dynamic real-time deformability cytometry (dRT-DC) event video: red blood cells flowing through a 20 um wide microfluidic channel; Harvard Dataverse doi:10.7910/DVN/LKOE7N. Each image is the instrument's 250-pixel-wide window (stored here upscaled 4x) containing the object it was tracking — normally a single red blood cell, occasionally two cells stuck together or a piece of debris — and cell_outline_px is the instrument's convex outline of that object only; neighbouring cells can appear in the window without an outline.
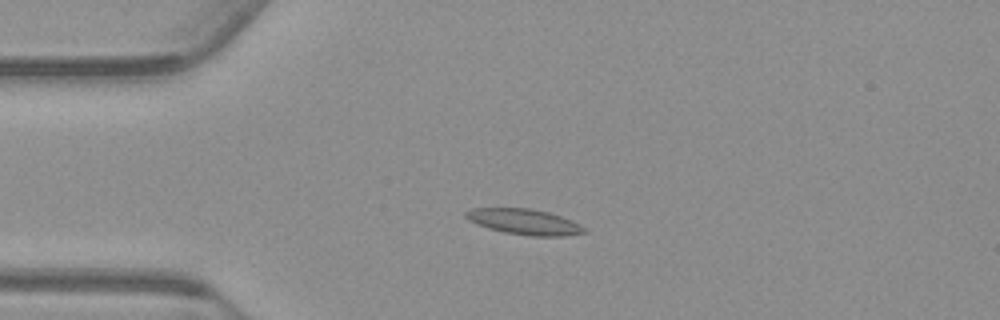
{"species": "common noctule bat (a hibernating species)", "species_latin": "Nyctalus noctula", "temperature_condition": "warm", "stored_images_in_passage": 55, "camera_frame_rate_fps": 3000, "um_per_image_px": 0.085, "animal": {"sex": "male", "body_mass_g": 23.1, "forearm_length_mm": 52.7}, "frame": {"image": 1, "passage_image": 13, "time_ms": 4.0, "image_size_px": [1000, 320], "cell_outline_px": [[588, 232], [568, 236], [532, 236], [504, 232], [488, 228], [476, 224], [468, 220], [464, 216], [464, 212], [472, 208], [532, 208], [548, 212], [560, 216], [580, 224], [588, 228]], "centroid_in_image_um": [44.58, 18.85], "position_along_channel_um": 40.4, "area_um2": 17.86}}
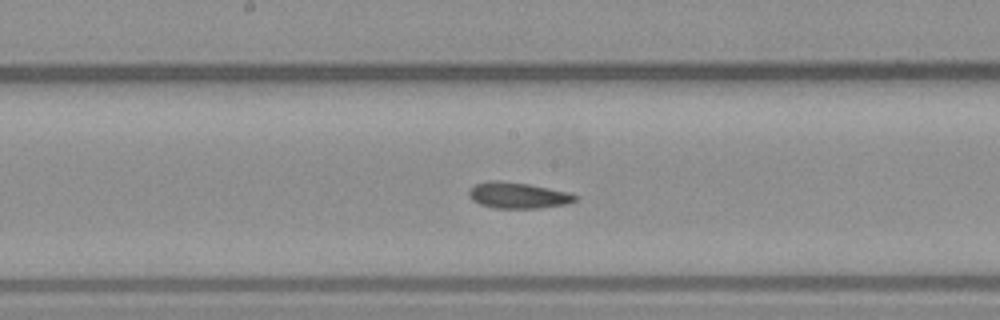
{"frame": {"image": 2, "passage_image": 28, "time_ms": 9.0, "image_size_px": [1000, 320], "cell_outline_px": [[580, 196], [576, 200], [568, 204], [540, 208], [496, 208], [480, 204], [472, 200], [468, 196], [468, 188], [476, 184], [488, 180], [500, 180], [528, 184], [572, 192]], "centroid_in_image_um": [44.05, 16.6], "position_along_channel_um": 204.1, "area_um2": 16.47}}
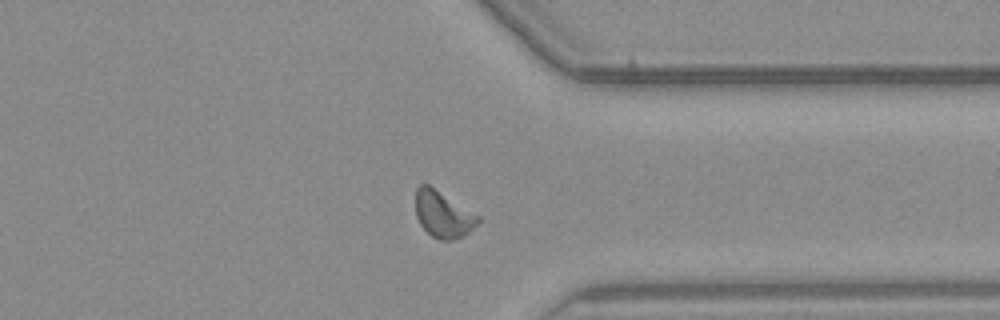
{"frame": {"image": 3, "passage_image": 42, "time_ms": 13.667, "image_size_px": [1000, 320], "cell_outline_px": [[480, 220], [468, 232], [452, 240], [440, 240], [432, 236], [420, 224], [416, 216], [416, 188], [420, 184], [428, 184], [480, 216]], "centroid_in_image_um": [37.64, 18.21], "position_along_channel_um": 373.8, "area_um2": 16.59}, "authors_computed_cell_mechanics": {"area_um2": 16.4152, "velocity_mm_per_s": 3.7319, "shape_relaxation_time_tau1_ms": null, "shape_relaxation_time_tau2_ms": 2.1374, "deformation_change_tau1": null, "deformation_change_tau2": 0.0773}}